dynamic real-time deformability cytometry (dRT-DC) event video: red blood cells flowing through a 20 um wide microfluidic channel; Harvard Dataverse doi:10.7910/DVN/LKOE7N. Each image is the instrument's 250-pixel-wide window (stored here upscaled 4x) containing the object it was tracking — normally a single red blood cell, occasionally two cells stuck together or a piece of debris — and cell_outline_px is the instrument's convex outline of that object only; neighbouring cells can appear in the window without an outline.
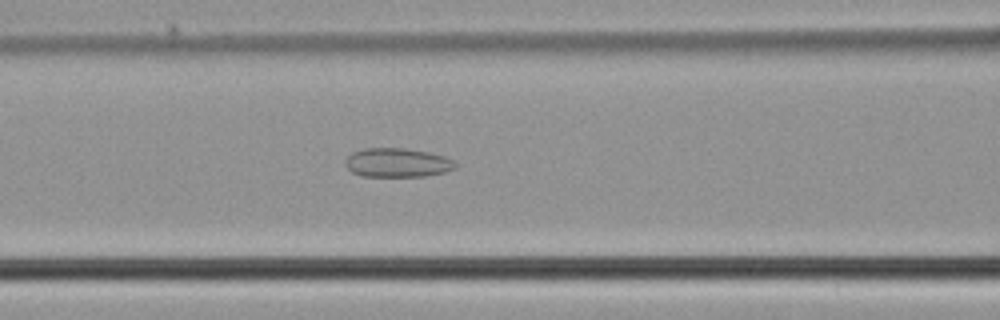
{"species": "common noctule bat (a hibernating species)", "species_latin": "Nyctalus noctula", "temperature_condition": "cold", "stored_images_in_passage": 50, "camera_frame_rate_fps": 3000, "um_per_image_px": 0.085, "animal": {"sex": "male", "body_mass_g": 21.5, "forearm_length_mm": 52.0}, "frame": {"image": 1, "passage_image": 21, "time_ms": 6.667, "image_size_px": [1000, 320], "cell_outline_px": [[456, 168], [444, 172], [424, 176], [360, 176], [352, 172], [344, 164], [344, 160], [352, 152], [364, 148], [404, 148], [428, 152], [444, 156], [452, 160], [456, 164]], "centroid_in_image_um": [33.74, 13.82], "position_along_channel_um": 132.9, "area_um2": 18.61}}
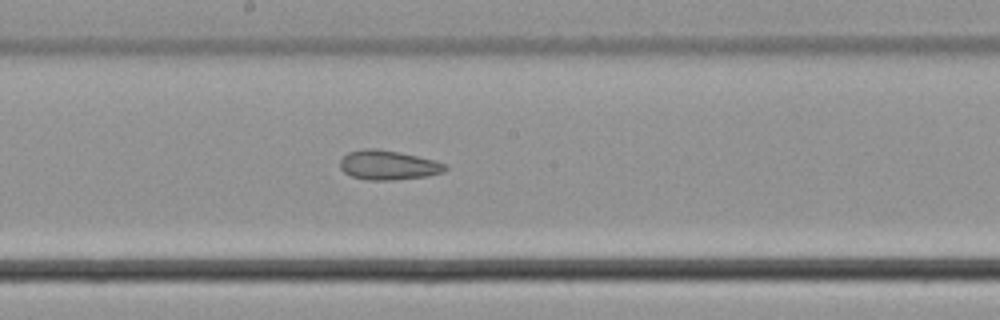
{"frame": {"image": 2, "passage_image": 27, "time_ms": 8.667, "image_size_px": [1000, 320], "cell_outline_px": [[448, 168], [444, 172], [428, 176], [392, 180], [368, 180], [352, 176], [344, 172], [340, 168], [340, 160], [348, 152], [364, 148], [376, 148], [400, 152], [436, 160], [444, 164]], "centroid_in_image_um": [33.0, 14.03], "position_along_channel_um": 215.2, "area_um2": 18.15}}
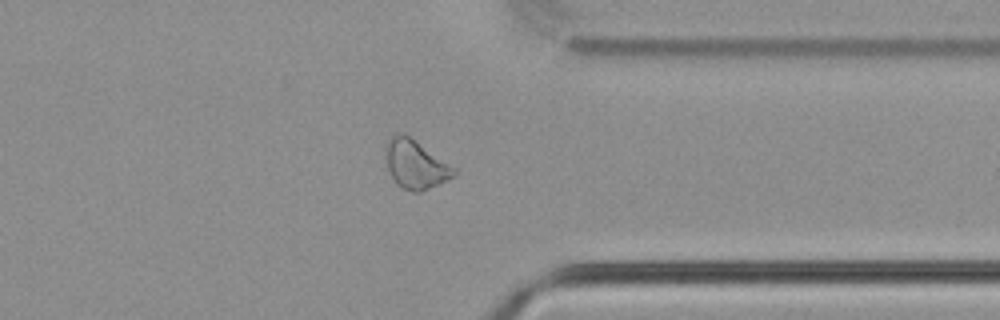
{"frame": {"image": 3, "passage_image": 39, "time_ms": 12.667, "image_size_px": [1000, 320], "cell_outline_px": [[456, 176], [448, 180], [420, 192], [412, 192], [400, 188], [396, 184], [388, 168], [388, 144], [392, 136], [400, 132], [408, 136], [456, 168]], "centroid_in_image_um": [35.37, 14.03], "position_along_channel_um": 376.0, "area_um2": 18.79}}